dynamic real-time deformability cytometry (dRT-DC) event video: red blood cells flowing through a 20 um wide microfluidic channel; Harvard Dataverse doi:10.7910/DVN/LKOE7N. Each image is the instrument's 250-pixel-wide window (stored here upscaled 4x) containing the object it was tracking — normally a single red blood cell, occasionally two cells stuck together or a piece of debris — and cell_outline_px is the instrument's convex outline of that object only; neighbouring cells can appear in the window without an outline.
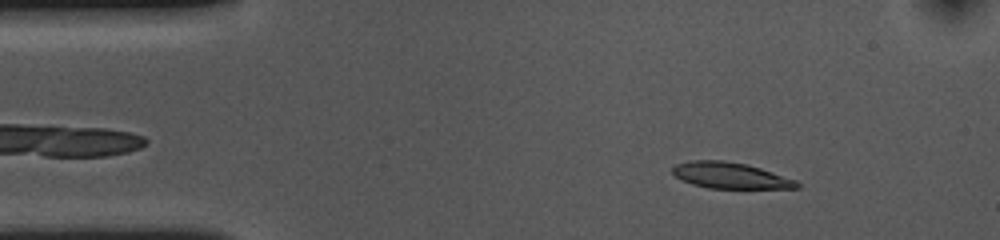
{"species": "common noctule bat (a hibernating species)", "species_latin": "Nyctalus noctula", "temperature_condition": "cold", "stored_images_in_passage": 53, "camera_frame_rate_fps": 3000, "um_per_image_px": 0.085, "animal": {"sex": "female", "body_mass_g": 10.0, "forearm_length_mm": 53.1}, "frame": {"image": 1, "passage_image": 6, "time_ms": 1.667, "image_size_px": [1000, 240], "cell_outline_px": [[800, 188], [708, 188], [692, 184], [676, 176], [672, 172], [672, 168], [676, 164], [688, 160], [724, 160], [748, 164], [796, 180], [800, 184]], "centroid_in_image_um": [62.07, 14.9], "position_along_channel_um": 22.9, "area_um2": 18.84}}
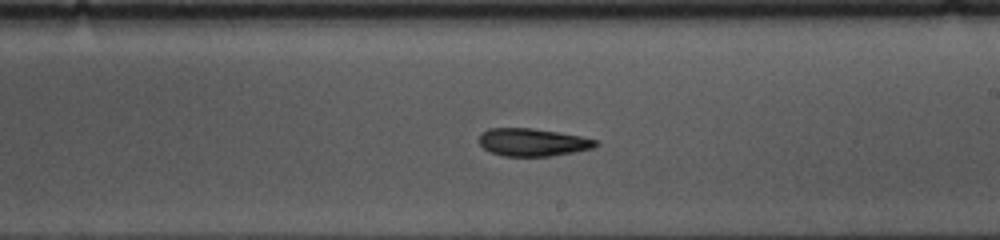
{"frame": {"image": 2, "passage_image": 29, "time_ms": 9.333, "image_size_px": [1000, 240], "cell_outline_px": [[600, 144], [592, 148], [576, 152], [548, 156], [504, 156], [488, 152], [480, 144], [480, 132], [488, 128], [532, 128], [580, 136], [596, 140]], "centroid_in_image_um": [45.25, 12.09], "position_along_channel_um": 243.7, "area_um2": 18.84}}
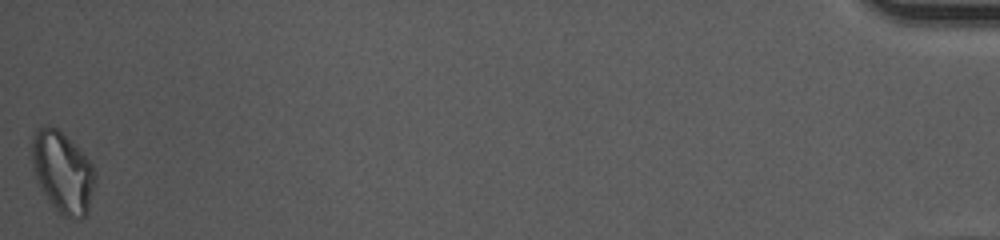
{"frame": {"image": 3, "passage_image": 53, "time_ms": 17.333, "image_size_px": [1000, 240], "cell_outline_px": [[96, 180], [88, 212], [80, 220], [64, 216], [48, 200], [40, 188], [32, 164], [32, 136], [36, 128], [44, 124], [48, 124], [56, 128], [92, 164], [96, 172]], "centroid_in_image_um": [5.32, 14.65], "position_along_channel_um": 429.9, "area_um2": 29.65}, "authors_computed_cell_mechanics": {"area_um2": 19.7676, "velocity_mm_per_s": 3.6104, "shape_relaxation_time_tau1_ms": 4.4356, "shape_relaxation_time_tau2_ms": 7.7445, "deformation_change_tau1": 0.1329, "deformation_change_tau2": 0.1614}}